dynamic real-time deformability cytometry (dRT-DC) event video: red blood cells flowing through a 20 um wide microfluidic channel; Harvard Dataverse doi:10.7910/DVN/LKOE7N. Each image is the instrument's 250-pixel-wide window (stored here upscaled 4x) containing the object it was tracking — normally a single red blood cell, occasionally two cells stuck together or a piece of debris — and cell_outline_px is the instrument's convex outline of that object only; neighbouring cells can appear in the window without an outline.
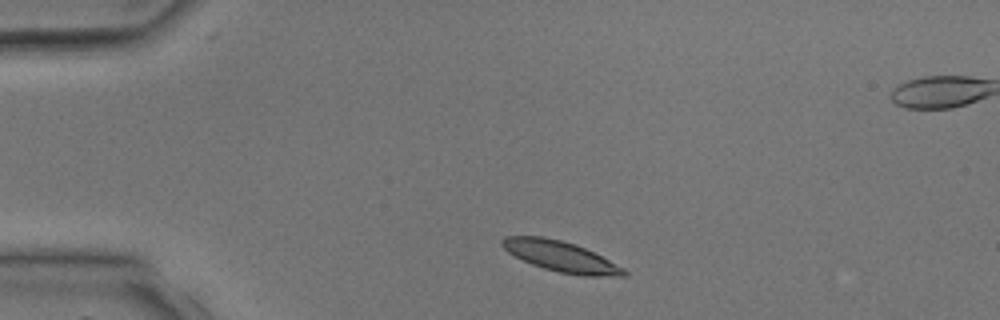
{"species": "common noctule bat (a hibernating species)", "species_latin": "Nyctalus noctula", "temperature_condition": "room temperature", "stored_images_in_passage": 3, "segment_of_instrument_passage": [1, 2], "camera_frame_rate_fps": 3000, "um_per_image_px": 0.085, "animal": {"sex": "male", "body_mass_g": 17.9, "forearm_length_mm": 54.2}, "frame": {"image": 1, "passage_image": 1, "time_ms": 0.0, "image_size_px": [1000, 320], "cell_outline_px": [[628, 276], [584, 276], [560, 272], [544, 268], [532, 264], [508, 252], [500, 244], [500, 240], [504, 236], [544, 236], [560, 240], [584, 248], [624, 268], [628, 272]], "centroid_in_image_um": [47.65, 21.79], "position_along_channel_um": 37.4, "area_um2": 21.33}}